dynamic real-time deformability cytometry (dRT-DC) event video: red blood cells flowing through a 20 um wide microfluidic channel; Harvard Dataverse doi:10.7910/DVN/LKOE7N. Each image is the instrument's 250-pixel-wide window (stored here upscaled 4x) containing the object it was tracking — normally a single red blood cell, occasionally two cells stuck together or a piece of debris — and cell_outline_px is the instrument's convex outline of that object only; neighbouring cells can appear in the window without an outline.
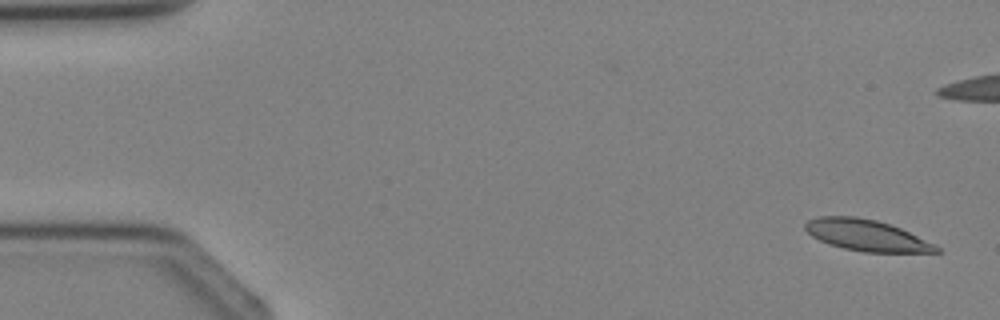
{"species": "Egyptian fruit bat (a non-hibernating species)", "species_latin": "Rousettus aegyptiacus", "temperature_condition": "cold", "stored_images_in_passage": 3, "camera_frame_rate_fps": 3000, "um_per_image_px": 0.085, "animal": {"sex": "female"}, "frame": {"image": 1, "passage_image": 1, "time_ms": 0.0, "image_size_px": [1000, 320], "cell_outline_px": [[940, 252], [864, 252], [844, 248], [828, 244], [812, 236], [804, 228], [804, 224], [808, 220], [816, 216], [856, 216], [876, 220], [892, 224], [936, 244], [940, 248]], "centroid_in_image_um": [73.66, 19.99], "position_along_channel_um": 11.3, "area_um2": 23.99}}